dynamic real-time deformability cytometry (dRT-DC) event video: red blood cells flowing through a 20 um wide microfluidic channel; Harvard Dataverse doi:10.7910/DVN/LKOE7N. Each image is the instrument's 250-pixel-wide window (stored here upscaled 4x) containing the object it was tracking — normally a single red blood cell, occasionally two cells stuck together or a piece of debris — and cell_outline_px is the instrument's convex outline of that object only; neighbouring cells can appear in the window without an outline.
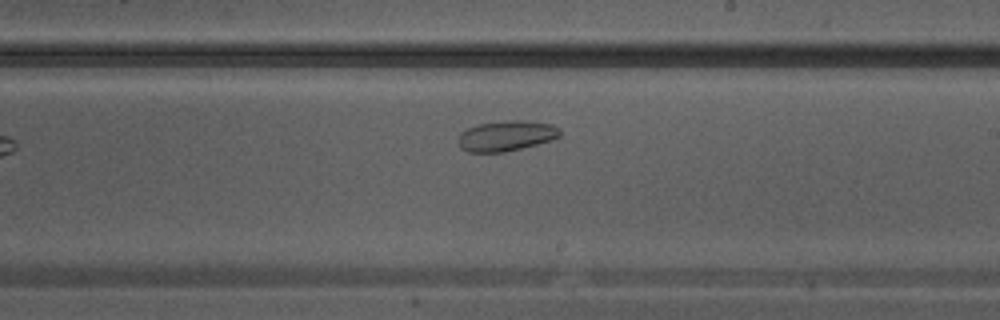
{"species": "Egyptian fruit bat (a non-hibernating species)", "species_latin": "Rousettus aegyptiacus", "temperature_condition": "warm", "stored_images_in_passage": 20, "camera_frame_rate_fps": 3000, "um_per_image_px": 0.085, "animal": {"sex": "male"}, "frame": {"image": 1, "passage_image": 9, "time_ms": 2.667, "image_size_px": [1000, 320], "cell_outline_px": [[560, 136], [552, 140], [504, 152], [468, 152], [460, 148], [456, 140], [460, 132], [468, 128], [480, 124], [504, 120], [524, 120], [552, 124], [560, 128]], "centroid_in_image_um": [43.0, 11.54], "position_along_channel_um": 246.0, "area_um2": 18.15}}